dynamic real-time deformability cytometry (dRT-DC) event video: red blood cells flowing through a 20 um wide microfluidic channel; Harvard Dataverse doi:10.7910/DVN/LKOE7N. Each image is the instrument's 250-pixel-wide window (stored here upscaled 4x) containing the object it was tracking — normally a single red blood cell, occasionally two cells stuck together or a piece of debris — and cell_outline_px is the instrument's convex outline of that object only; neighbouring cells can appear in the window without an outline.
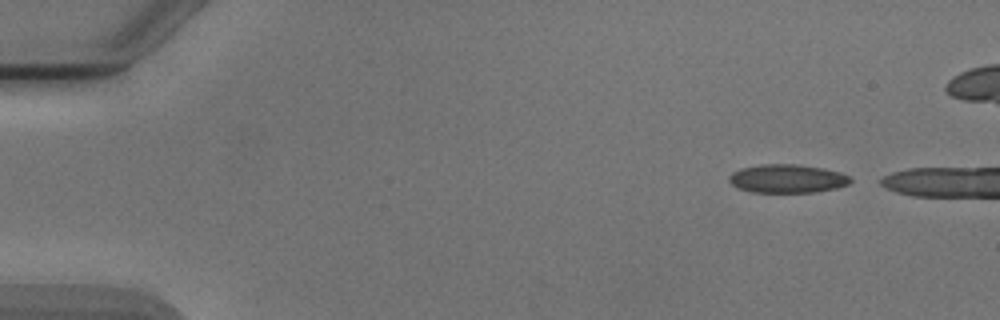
{"species": "Egyptian fruit bat (a non-hibernating species)", "species_latin": "Rousettus aegyptiacus", "temperature_condition": "cold", "stored_images_in_passage": 4, "camera_frame_rate_fps": 3000, "um_per_image_px": 0.085, "animal": {"sex": "male"}, "frame": {"image": 1, "passage_image": 1, "time_ms": 0.0, "image_size_px": [1000, 320], "cell_outline_px": [[852, 180], [848, 184], [836, 188], [812, 192], [752, 192], [736, 188], [728, 180], [728, 176], [732, 172], [740, 168], [760, 164], [796, 164], [824, 168], [840, 172], [852, 176]], "centroid_in_image_um": [66.9, 15.17], "position_along_channel_um": 18.1, "area_um2": 20.35}}